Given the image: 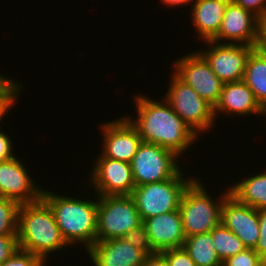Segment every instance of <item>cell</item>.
I'll use <instances>...</instances> for the list:
<instances>
[{
	"instance_id": "obj_19",
	"label": "cell",
	"mask_w": 266,
	"mask_h": 266,
	"mask_svg": "<svg viewBox=\"0 0 266 266\" xmlns=\"http://www.w3.org/2000/svg\"><path fill=\"white\" fill-rule=\"evenodd\" d=\"M191 5V22L199 33V41H212L218 34L226 4L216 0H194Z\"/></svg>"
},
{
	"instance_id": "obj_11",
	"label": "cell",
	"mask_w": 266,
	"mask_h": 266,
	"mask_svg": "<svg viewBox=\"0 0 266 266\" xmlns=\"http://www.w3.org/2000/svg\"><path fill=\"white\" fill-rule=\"evenodd\" d=\"M89 175L87 182L95 188V195H131L135 188L130 163L99 154Z\"/></svg>"
},
{
	"instance_id": "obj_5",
	"label": "cell",
	"mask_w": 266,
	"mask_h": 266,
	"mask_svg": "<svg viewBox=\"0 0 266 266\" xmlns=\"http://www.w3.org/2000/svg\"><path fill=\"white\" fill-rule=\"evenodd\" d=\"M181 169L173 178L158 183L136 186L132 191L136 208L142 221L149 217L178 210L181 198L189 184L195 179L184 177Z\"/></svg>"
},
{
	"instance_id": "obj_23",
	"label": "cell",
	"mask_w": 266,
	"mask_h": 266,
	"mask_svg": "<svg viewBox=\"0 0 266 266\" xmlns=\"http://www.w3.org/2000/svg\"><path fill=\"white\" fill-rule=\"evenodd\" d=\"M213 244L220 260L224 262L227 258L246 249L243 242L235 233L230 231L221 223L211 230Z\"/></svg>"
},
{
	"instance_id": "obj_32",
	"label": "cell",
	"mask_w": 266,
	"mask_h": 266,
	"mask_svg": "<svg viewBox=\"0 0 266 266\" xmlns=\"http://www.w3.org/2000/svg\"><path fill=\"white\" fill-rule=\"evenodd\" d=\"M236 4L252 12L260 20L266 19V0H236Z\"/></svg>"
},
{
	"instance_id": "obj_31",
	"label": "cell",
	"mask_w": 266,
	"mask_h": 266,
	"mask_svg": "<svg viewBox=\"0 0 266 266\" xmlns=\"http://www.w3.org/2000/svg\"><path fill=\"white\" fill-rule=\"evenodd\" d=\"M260 235L254 250L266 262V209L258 210Z\"/></svg>"
},
{
	"instance_id": "obj_7",
	"label": "cell",
	"mask_w": 266,
	"mask_h": 266,
	"mask_svg": "<svg viewBox=\"0 0 266 266\" xmlns=\"http://www.w3.org/2000/svg\"><path fill=\"white\" fill-rule=\"evenodd\" d=\"M164 99L176 114L198 135L211 130L216 121L214 107L174 72ZM201 132V133H200Z\"/></svg>"
},
{
	"instance_id": "obj_24",
	"label": "cell",
	"mask_w": 266,
	"mask_h": 266,
	"mask_svg": "<svg viewBox=\"0 0 266 266\" xmlns=\"http://www.w3.org/2000/svg\"><path fill=\"white\" fill-rule=\"evenodd\" d=\"M19 207L18 202L0 197V236L17 235Z\"/></svg>"
},
{
	"instance_id": "obj_28",
	"label": "cell",
	"mask_w": 266,
	"mask_h": 266,
	"mask_svg": "<svg viewBox=\"0 0 266 266\" xmlns=\"http://www.w3.org/2000/svg\"><path fill=\"white\" fill-rule=\"evenodd\" d=\"M46 264L41 257L19 249L0 266H47Z\"/></svg>"
},
{
	"instance_id": "obj_6",
	"label": "cell",
	"mask_w": 266,
	"mask_h": 266,
	"mask_svg": "<svg viewBox=\"0 0 266 266\" xmlns=\"http://www.w3.org/2000/svg\"><path fill=\"white\" fill-rule=\"evenodd\" d=\"M142 223L131 195H98L96 242L122 238Z\"/></svg>"
},
{
	"instance_id": "obj_2",
	"label": "cell",
	"mask_w": 266,
	"mask_h": 266,
	"mask_svg": "<svg viewBox=\"0 0 266 266\" xmlns=\"http://www.w3.org/2000/svg\"><path fill=\"white\" fill-rule=\"evenodd\" d=\"M96 197L95 201L81 197L78 199L43 189L42 199L52 210L59 230L69 246L81 243L87 251L96 242L98 195Z\"/></svg>"
},
{
	"instance_id": "obj_38",
	"label": "cell",
	"mask_w": 266,
	"mask_h": 266,
	"mask_svg": "<svg viewBox=\"0 0 266 266\" xmlns=\"http://www.w3.org/2000/svg\"><path fill=\"white\" fill-rule=\"evenodd\" d=\"M6 76H3L2 74H0V82L5 78Z\"/></svg>"
},
{
	"instance_id": "obj_4",
	"label": "cell",
	"mask_w": 266,
	"mask_h": 266,
	"mask_svg": "<svg viewBox=\"0 0 266 266\" xmlns=\"http://www.w3.org/2000/svg\"><path fill=\"white\" fill-rule=\"evenodd\" d=\"M229 194L230 185L214 200L201 180L195 177L184 191L179 207L185 236L207 233L219 225L221 207Z\"/></svg>"
},
{
	"instance_id": "obj_33",
	"label": "cell",
	"mask_w": 266,
	"mask_h": 266,
	"mask_svg": "<svg viewBox=\"0 0 266 266\" xmlns=\"http://www.w3.org/2000/svg\"><path fill=\"white\" fill-rule=\"evenodd\" d=\"M10 138L11 135H6L5 132L1 131L0 127V162L7 161L16 157L13 153V142Z\"/></svg>"
},
{
	"instance_id": "obj_16",
	"label": "cell",
	"mask_w": 266,
	"mask_h": 266,
	"mask_svg": "<svg viewBox=\"0 0 266 266\" xmlns=\"http://www.w3.org/2000/svg\"><path fill=\"white\" fill-rule=\"evenodd\" d=\"M142 224L156 252L183 247L186 236L179 209L144 219Z\"/></svg>"
},
{
	"instance_id": "obj_15",
	"label": "cell",
	"mask_w": 266,
	"mask_h": 266,
	"mask_svg": "<svg viewBox=\"0 0 266 266\" xmlns=\"http://www.w3.org/2000/svg\"><path fill=\"white\" fill-rule=\"evenodd\" d=\"M220 223L235 233L246 248L254 249L260 235L258 210L229 194L221 207Z\"/></svg>"
},
{
	"instance_id": "obj_8",
	"label": "cell",
	"mask_w": 266,
	"mask_h": 266,
	"mask_svg": "<svg viewBox=\"0 0 266 266\" xmlns=\"http://www.w3.org/2000/svg\"><path fill=\"white\" fill-rule=\"evenodd\" d=\"M177 158L169 149L142 141L130 162L135 187L173 178L181 170Z\"/></svg>"
},
{
	"instance_id": "obj_13",
	"label": "cell",
	"mask_w": 266,
	"mask_h": 266,
	"mask_svg": "<svg viewBox=\"0 0 266 266\" xmlns=\"http://www.w3.org/2000/svg\"><path fill=\"white\" fill-rule=\"evenodd\" d=\"M14 157L0 162V197L21 204L33 203L42 198L43 187L36 185L23 161Z\"/></svg>"
},
{
	"instance_id": "obj_3",
	"label": "cell",
	"mask_w": 266,
	"mask_h": 266,
	"mask_svg": "<svg viewBox=\"0 0 266 266\" xmlns=\"http://www.w3.org/2000/svg\"><path fill=\"white\" fill-rule=\"evenodd\" d=\"M20 250L41 257L46 263L50 254L68 247L49 205L40 200L21 204L18 210Z\"/></svg>"
},
{
	"instance_id": "obj_30",
	"label": "cell",
	"mask_w": 266,
	"mask_h": 266,
	"mask_svg": "<svg viewBox=\"0 0 266 266\" xmlns=\"http://www.w3.org/2000/svg\"><path fill=\"white\" fill-rule=\"evenodd\" d=\"M17 235L0 236V265L19 250Z\"/></svg>"
},
{
	"instance_id": "obj_9",
	"label": "cell",
	"mask_w": 266,
	"mask_h": 266,
	"mask_svg": "<svg viewBox=\"0 0 266 266\" xmlns=\"http://www.w3.org/2000/svg\"><path fill=\"white\" fill-rule=\"evenodd\" d=\"M172 69L202 99L215 107L220 98L224 83L196 50L175 60Z\"/></svg>"
},
{
	"instance_id": "obj_37",
	"label": "cell",
	"mask_w": 266,
	"mask_h": 266,
	"mask_svg": "<svg viewBox=\"0 0 266 266\" xmlns=\"http://www.w3.org/2000/svg\"><path fill=\"white\" fill-rule=\"evenodd\" d=\"M216 1H219V2L224 3L226 5L236 4V0H216Z\"/></svg>"
},
{
	"instance_id": "obj_22",
	"label": "cell",
	"mask_w": 266,
	"mask_h": 266,
	"mask_svg": "<svg viewBox=\"0 0 266 266\" xmlns=\"http://www.w3.org/2000/svg\"><path fill=\"white\" fill-rule=\"evenodd\" d=\"M183 248L196 266H222L223 264L214 249L211 231L186 237Z\"/></svg>"
},
{
	"instance_id": "obj_1",
	"label": "cell",
	"mask_w": 266,
	"mask_h": 266,
	"mask_svg": "<svg viewBox=\"0 0 266 266\" xmlns=\"http://www.w3.org/2000/svg\"><path fill=\"white\" fill-rule=\"evenodd\" d=\"M133 99L137 117H125L137 129L143 142L169 149L179 157L193 143L196 144L199 135L174 112L164 98L155 101L139 94Z\"/></svg>"
},
{
	"instance_id": "obj_29",
	"label": "cell",
	"mask_w": 266,
	"mask_h": 266,
	"mask_svg": "<svg viewBox=\"0 0 266 266\" xmlns=\"http://www.w3.org/2000/svg\"><path fill=\"white\" fill-rule=\"evenodd\" d=\"M161 253L165 256L169 266H196L183 247L167 249Z\"/></svg>"
},
{
	"instance_id": "obj_10",
	"label": "cell",
	"mask_w": 266,
	"mask_h": 266,
	"mask_svg": "<svg viewBox=\"0 0 266 266\" xmlns=\"http://www.w3.org/2000/svg\"><path fill=\"white\" fill-rule=\"evenodd\" d=\"M209 47L196 50L223 83L243 80L247 60L255 46L205 41Z\"/></svg>"
},
{
	"instance_id": "obj_20",
	"label": "cell",
	"mask_w": 266,
	"mask_h": 266,
	"mask_svg": "<svg viewBox=\"0 0 266 266\" xmlns=\"http://www.w3.org/2000/svg\"><path fill=\"white\" fill-rule=\"evenodd\" d=\"M230 194L256 210L266 209V170L232 185Z\"/></svg>"
},
{
	"instance_id": "obj_27",
	"label": "cell",
	"mask_w": 266,
	"mask_h": 266,
	"mask_svg": "<svg viewBox=\"0 0 266 266\" xmlns=\"http://www.w3.org/2000/svg\"><path fill=\"white\" fill-rule=\"evenodd\" d=\"M222 266H266V262L254 249L246 248L244 251L227 258Z\"/></svg>"
},
{
	"instance_id": "obj_35",
	"label": "cell",
	"mask_w": 266,
	"mask_h": 266,
	"mask_svg": "<svg viewBox=\"0 0 266 266\" xmlns=\"http://www.w3.org/2000/svg\"><path fill=\"white\" fill-rule=\"evenodd\" d=\"M266 57V19L260 21V32L256 47Z\"/></svg>"
},
{
	"instance_id": "obj_17",
	"label": "cell",
	"mask_w": 266,
	"mask_h": 266,
	"mask_svg": "<svg viewBox=\"0 0 266 266\" xmlns=\"http://www.w3.org/2000/svg\"><path fill=\"white\" fill-rule=\"evenodd\" d=\"M86 253L92 266H141L147 257L122 238L95 242Z\"/></svg>"
},
{
	"instance_id": "obj_18",
	"label": "cell",
	"mask_w": 266,
	"mask_h": 266,
	"mask_svg": "<svg viewBox=\"0 0 266 266\" xmlns=\"http://www.w3.org/2000/svg\"><path fill=\"white\" fill-rule=\"evenodd\" d=\"M222 112L226 115L247 116L263 115L264 109L257 102L254 93L243 81L224 83L217 104L214 107L215 118ZM217 115V116H216Z\"/></svg>"
},
{
	"instance_id": "obj_36",
	"label": "cell",
	"mask_w": 266,
	"mask_h": 266,
	"mask_svg": "<svg viewBox=\"0 0 266 266\" xmlns=\"http://www.w3.org/2000/svg\"><path fill=\"white\" fill-rule=\"evenodd\" d=\"M163 5L169 6L170 8H178V6H183V5H192L194 0H160Z\"/></svg>"
},
{
	"instance_id": "obj_12",
	"label": "cell",
	"mask_w": 266,
	"mask_h": 266,
	"mask_svg": "<svg viewBox=\"0 0 266 266\" xmlns=\"http://www.w3.org/2000/svg\"><path fill=\"white\" fill-rule=\"evenodd\" d=\"M102 134V157L130 163L138 151L142 139L137 129L122 116L105 121L99 126Z\"/></svg>"
},
{
	"instance_id": "obj_21",
	"label": "cell",
	"mask_w": 266,
	"mask_h": 266,
	"mask_svg": "<svg viewBox=\"0 0 266 266\" xmlns=\"http://www.w3.org/2000/svg\"><path fill=\"white\" fill-rule=\"evenodd\" d=\"M243 81L252 90L260 106L266 109V57L257 48L247 60Z\"/></svg>"
},
{
	"instance_id": "obj_34",
	"label": "cell",
	"mask_w": 266,
	"mask_h": 266,
	"mask_svg": "<svg viewBox=\"0 0 266 266\" xmlns=\"http://www.w3.org/2000/svg\"><path fill=\"white\" fill-rule=\"evenodd\" d=\"M141 266H169V264L161 252H155L148 255Z\"/></svg>"
},
{
	"instance_id": "obj_14",
	"label": "cell",
	"mask_w": 266,
	"mask_h": 266,
	"mask_svg": "<svg viewBox=\"0 0 266 266\" xmlns=\"http://www.w3.org/2000/svg\"><path fill=\"white\" fill-rule=\"evenodd\" d=\"M260 21L252 12L237 4L227 5L219 32L212 41L257 47Z\"/></svg>"
},
{
	"instance_id": "obj_26",
	"label": "cell",
	"mask_w": 266,
	"mask_h": 266,
	"mask_svg": "<svg viewBox=\"0 0 266 266\" xmlns=\"http://www.w3.org/2000/svg\"><path fill=\"white\" fill-rule=\"evenodd\" d=\"M127 243L133 245L135 248L143 251L147 256L155 253L149 240V235L146 228L142 225L129 231L122 237Z\"/></svg>"
},
{
	"instance_id": "obj_25",
	"label": "cell",
	"mask_w": 266,
	"mask_h": 266,
	"mask_svg": "<svg viewBox=\"0 0 266 266\" xmlns=\"http://www.w3.org/2000/svg\"><path fill=\"white\" fill-rule=\"evenodd\" d=\"M23 86L18 81L10 79V77H5L0 82V122L18 101V95L22 92Z\"/></svg>"
}]
</instances>
